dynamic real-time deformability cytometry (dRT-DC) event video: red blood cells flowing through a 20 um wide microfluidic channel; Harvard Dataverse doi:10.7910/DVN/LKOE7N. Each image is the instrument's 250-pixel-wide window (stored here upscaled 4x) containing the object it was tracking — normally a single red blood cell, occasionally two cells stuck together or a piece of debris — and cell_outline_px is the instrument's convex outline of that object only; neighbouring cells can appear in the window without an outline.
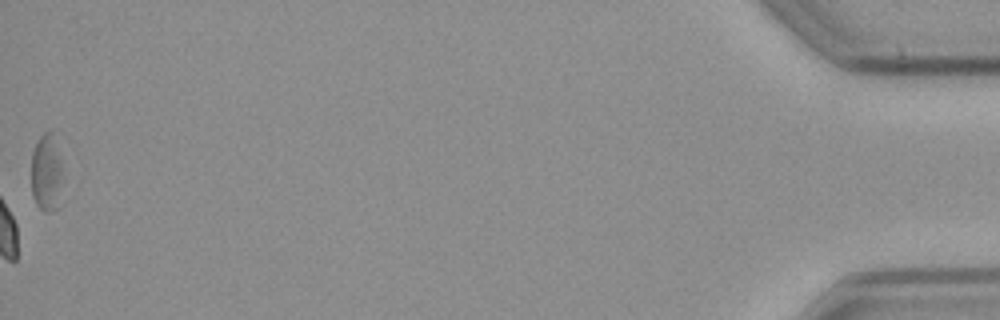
{"species": "common noctule bat (a hibernating species)", "species_latin": "Nyctalus noctula", "temperature_condition": "cold", "stored_images_in_passage": 59, "camera_frame_rate_fps": 3000, "um_per_image_px": 0.085, "animal": {"sex": "male", "body_mass_g": 23.1, "forearm_length_mm": 52.7}, "frame": {"image": 1, "passage_image": 59, "time_ms": 19.333, "image_size_px": [1000, 320], "cell_outline_px": [[64, 204], [60, 208], [52, 212], [44, 212], [36, 204], [32, 196], [32, 152], [40, 136], [48, 128], [60, 164]], "centroid_in_image_um": [3.97, 14.9], "position_along_channel_um": 431.2, "area_um2": 14.22}, "authors_computed_cell_mechanics": {"area_um2": 17.8024, "velocity_mm_per_s": 3.5894, "shape_relaxation_time_tau1_ms": 4.9747, "shape_relaxation_time_tau2_ms": null, "deformation_change_tau1": 0.0673, "deformation_change_tau2": null}}